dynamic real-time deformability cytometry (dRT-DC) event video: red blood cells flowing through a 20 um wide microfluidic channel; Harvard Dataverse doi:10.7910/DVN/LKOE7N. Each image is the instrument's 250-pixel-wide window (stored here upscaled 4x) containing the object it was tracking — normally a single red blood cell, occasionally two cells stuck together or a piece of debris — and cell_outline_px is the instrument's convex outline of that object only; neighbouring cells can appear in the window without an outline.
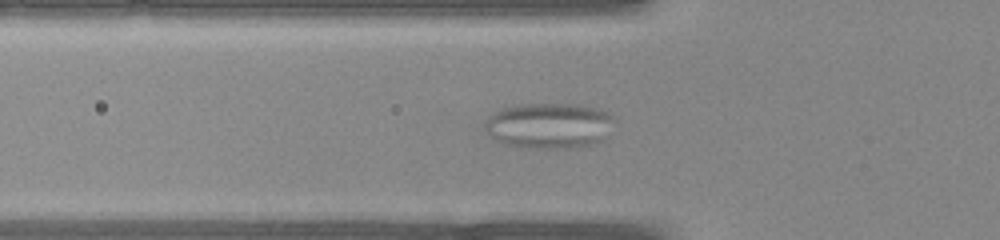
{"species": "common noctule bat (a hibernating species)", "species_latin": "Nyctalus noctula", "temperature_condition": "warm", "stored_images_in_passage": 41, "camera_frame_rate_fps": 3000, "um_per_image_px": 0.085, "animal": {"sex": "female", "body_mass_g": 22.0, "forearm_length_mm": 56.7}, "frame": {"image": 1, "passage_image": 14, "time_ms": 4.333, "image_size_px": [1000, 240], "cell_outline_px": [[616, 120], [608, 136], [592, 144], [576, 148], [536, 148], [504, 144], [496, 140], [488, 132], [484, 124], [496, 112], [504, 108], [524, 104], [580, 104], [600, 108], [608, 112]], "centroid_in_image_um": [46.78, 10.67], "position_along_channel_um": 79.0, "area_um2": 34.39}}
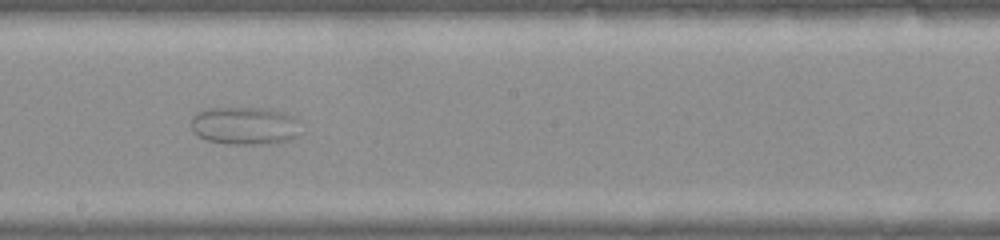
{"frame": {"image": 2, "passage_image": 23, "time_ms": 7.333, "image_size_px": [1000, 240], "cell_outline_px": [[300, 136], [288, 140], [268, 144], [228, 144], [208, 140], [192, 132], [192, 116], [196, 112], [208, 108], [264, 108], [280, 112], [288, 116]], "centroid_in_image_um": [20.69, 10.7], "position_along_channel_um": 227.5, "area_um2": 23.58}}
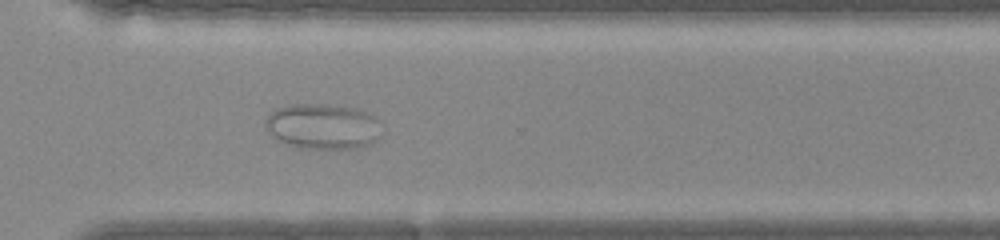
{"frame": {"image": 3, "passage_image": 30, "time_ms": 9.667, "image_size_px": [1000, 240], "cell_outline_px": [[380, 136], [372, 144], [360, 148], [296, 148], [276, 140], [268, 132], [264, 124], [264, 120], [276, 108], [292, 104], [320, 104], [352, 108], [376, 116]], "centroid_in_image_um": [27.39, 10.76], "position_along_channel_um": 343.2, "area_um2": 30.81}}